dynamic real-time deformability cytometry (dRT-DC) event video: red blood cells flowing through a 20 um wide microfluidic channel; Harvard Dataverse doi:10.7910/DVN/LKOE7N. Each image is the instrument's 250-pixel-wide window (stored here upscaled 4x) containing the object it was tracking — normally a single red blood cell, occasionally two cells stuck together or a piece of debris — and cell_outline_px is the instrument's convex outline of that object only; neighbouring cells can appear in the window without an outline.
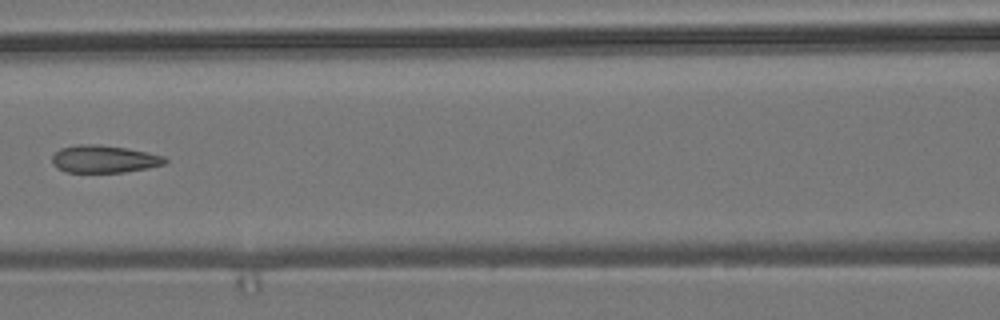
{"species": "common noctule bat (a hibernating species)", "species_latin": "Nyctalus noctula", "temperature_condition": "room temperature", "stored_images_in_passage": 5, "camera_frame_rate_fps": 3000, "um_per_image_px": 0.085, "animal": {"sex": "male", "body_mass_g": 19.2, "forearm_length_mm": 51.8}, "frame": {"image": 1, "passage_image": 5, "time_ms": 1.333, "image_size_px": [1000, 320], "cell_outline_px": [[168, 160], [164, 164], [148, 168], [124, 172], [64, 172], [52, 164], [52, 156], [60, 148], [80, 144], [100, 144], [148, 152], [164, 156]], "centroid_in_image_um": [8.83, 13.52], "position_along_channel_um": 157.8, "area_um2": 18.09}}